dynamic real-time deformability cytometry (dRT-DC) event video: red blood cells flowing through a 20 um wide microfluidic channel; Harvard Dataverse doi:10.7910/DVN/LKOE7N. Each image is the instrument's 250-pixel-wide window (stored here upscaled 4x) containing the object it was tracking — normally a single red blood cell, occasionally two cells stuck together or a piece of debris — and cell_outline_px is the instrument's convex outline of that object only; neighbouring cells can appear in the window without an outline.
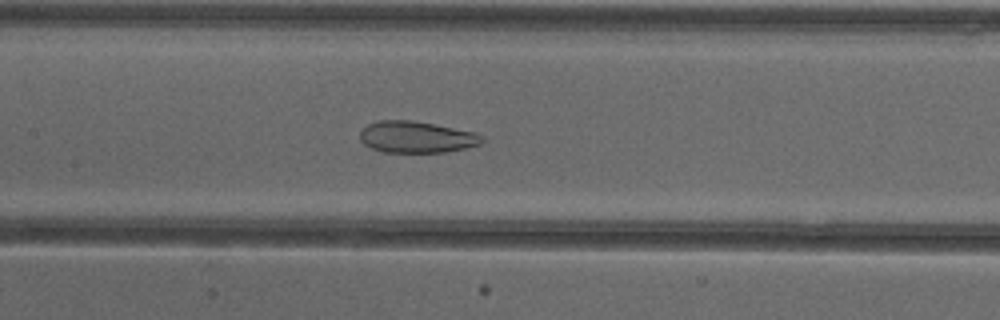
{"species": "common noctule bat (a hibernating species)", "species_latin": "Nyctalus noctula", "temperature_condition": "cold", "stored_images_in_passage": 52, "camera_frame_rate_fps": 3000, "um_per_image_px": 0.085, "animal": {"sex": "female"}, "frame": {"image": 1, "passage_image": 25, "time_ms": 8.0, "image_size_px": [1000, 320], "cell_outline_px": [[484, 140], [480, 144], [464, 148], [444, 152], [384, 152], [372, 148], [364, 144], [360, 140], [360, 132], [368, 124], [380, 120], [412, 120], [476, 132], [484, 136]], "centroid_in_image_um": [35.41, 11.64], "position_along_channel_um": 172.0, "area_um2": 22.37}}
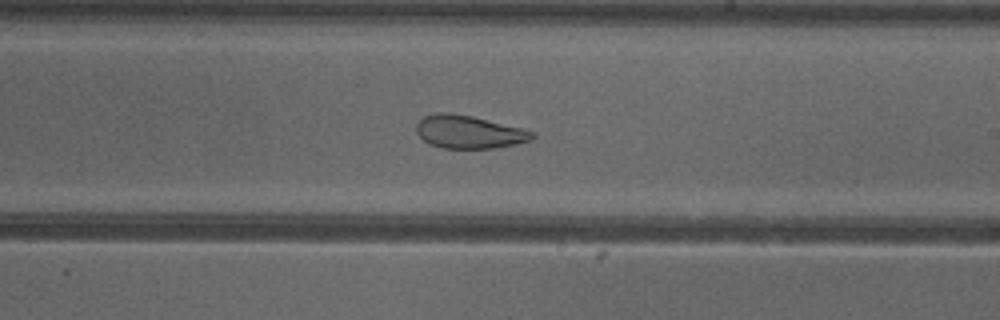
{"frame": {"image": 2, "passage_image": 31, "time_ms": 10.0, "image_size_px": [1000, 320], "cell_outline_px": [[536, 136], [532, 140], [492, 148], [444, 148], [432, 144], [424, 140], [416, 132], [416, 124], [424, 116], [436, 112], [452, 112], [472, 116], [524, 128], [536, 132]], "centroid_in_image_um": [39.88, 11.19], "position_along_channel_um": 249.1, "area_um2": 22.31}}
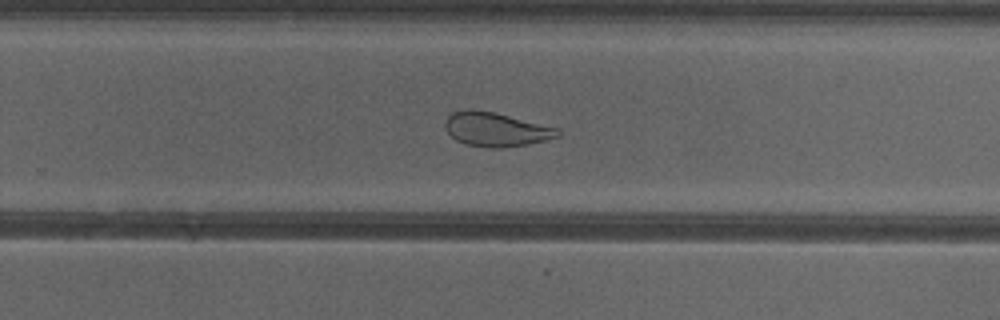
{"frame": {"image": 3, "passage_image": 34, "time_ms": 11.0, "image_size_px": [1000, 320], "cell_outline_px": [[560, 136], [528, 144], [504, 148], [492, 148], [464, 144], [456, 140], [444, 128], [444, 120], [452, 112], [468, 108], [472, 108], [492, 112], [560, 128]], "centroid_in_image_um": [42.13, 10.99], "position_along_channel_um": 287.7, "area_um2": 22.48}, "authors_computed_cell_mechanics": {"area_um2": 29.9115, "velocity_mm_per_s": 3.8772, "shape_relaxation_time_tau1_ms": null, "shape_relaxation_time_tau2_ms": 2.1191, "deformation_change_tau1": null, "deformation_change_tau2": 0.0826}}